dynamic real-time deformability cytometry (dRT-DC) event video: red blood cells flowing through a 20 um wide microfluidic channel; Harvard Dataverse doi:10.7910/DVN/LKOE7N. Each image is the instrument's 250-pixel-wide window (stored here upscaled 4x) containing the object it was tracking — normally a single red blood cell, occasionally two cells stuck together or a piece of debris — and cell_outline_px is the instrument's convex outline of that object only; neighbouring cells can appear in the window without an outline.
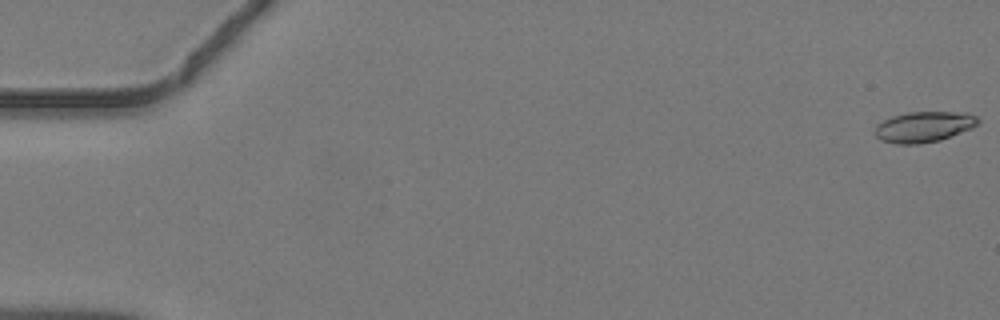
{"species": "common noctule bat (a hibernating species)", "species_latin": "Nyctalus noctula", "temperature_condition": "warm", "stored_images_in_passage": 47, "camera_frame_rate_fps": 3000, "um_per_image_px": 0.085, "animal": {"sex": "male", "body_mass_g": 19.2, "forearm_length_mm": 51.8}, "frame": {"image": 1, "passage_image": 1, "time_ms": 0.0, "image_size_px": [1000, 320], "cell_outline_px": [[980, 124], [972, 128], [940, 140], [920, 144], [896, 144], [880, 140], [876, 136], [876, 124], [892, 116], [908, 112], [968, 112], [976, 116], [980, 120]], "centroid_in_image_um": [78.56, 10.77], "position_along_channel_um": 6.4, "area_um2": 18.55}}
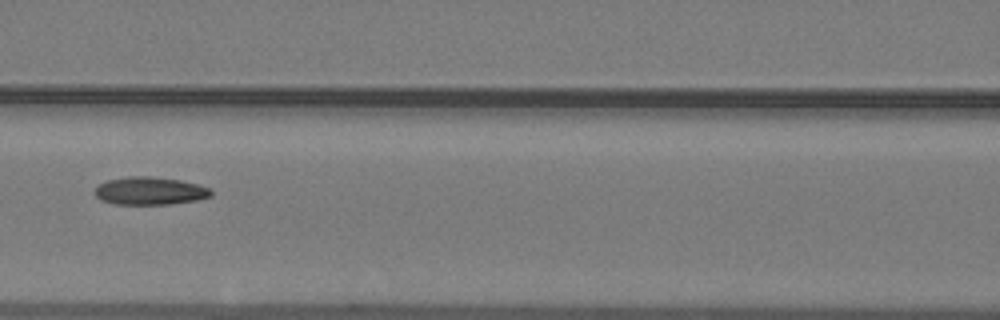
{"frame": {"image": 2, "passage_image": 22, "time_ms": 7.0, "image_size_px": [1000, 320], "cell_outline_px": [[212, 196], [196, 200], [172, 204], [112, 204], [100, 200], [96, 196], [96, 188], [100, 184], [108, 180], [128, 176], [148, 176], [180, 180], [196, 184], [208, 188], [212, 192]], "centroid_in_image_um": [12.73, 16.23], "position_along_channel_um": 153.9, "area_um2": 18.73}}
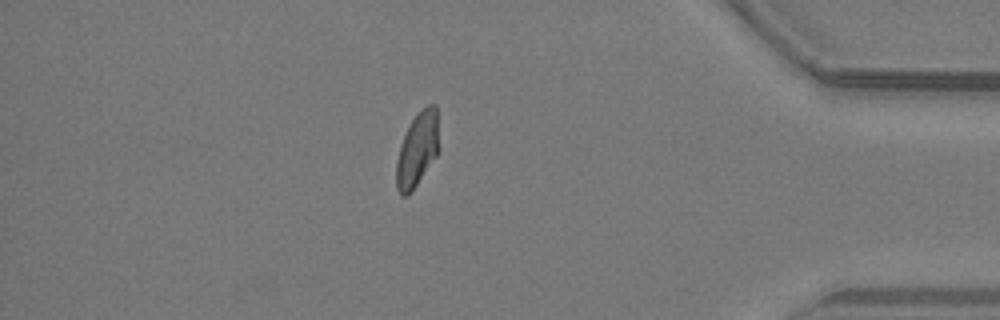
{"frame": {"image": 3, "passage_image": 41, "time_ms": 13.333, "image_size_px": [1000, 320], "cell_outline_px": [[440, 148], [436, 156], [412, 192], [408, 196], [400, 196], [396, 188], [396, 160], [400, 144], [412, 120], [428, 104], [436, 104]], "centroid_in_image_um": [35.48, 12.76], "position_along_channel_um": 399.7, "area_um2": 18.61}}